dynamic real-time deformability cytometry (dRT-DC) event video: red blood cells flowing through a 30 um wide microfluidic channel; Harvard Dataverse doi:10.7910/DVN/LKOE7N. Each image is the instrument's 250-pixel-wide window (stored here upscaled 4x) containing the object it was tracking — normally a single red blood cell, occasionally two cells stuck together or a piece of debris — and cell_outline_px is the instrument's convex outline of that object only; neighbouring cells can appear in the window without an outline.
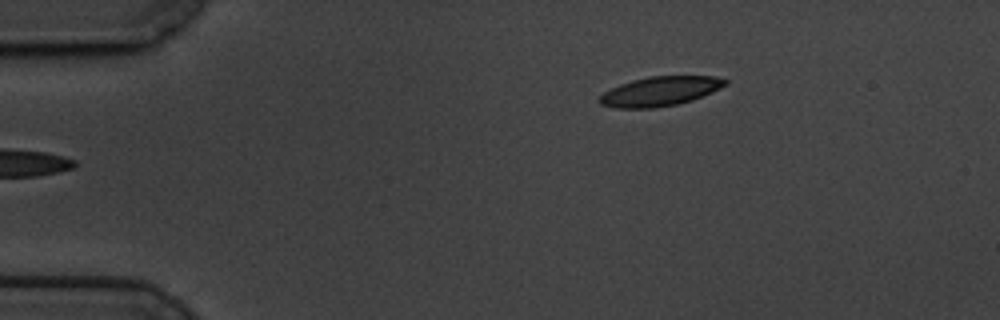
{"species": "common noctule bat (a hibernating species)", "species_latin": "Nyctalus noctula", "temperature_condition": "cold", "stored_images_in_passage": 50, "camera_frame_rate_fps": 3000, "um_per_image_px": 0.085, "animal": {"sex": "male", "body_mass_g": 19.5, "forearm_length_mm": 54.6}, "frame": {"image": 1, "passage_image": 1, "time_ms": 0.0, "image_size_px": [1000, 320], "cell_outline_px": [[728, 84], [712, 92], [692, 100], [676, 104], [652, 108], [616, 108], [600, 104], [596, 100], [604, 92], [620, 84], [632, 80], [648, 76], [716, 76], [728, 80]], "centroid_in_image_um": [56.1, 7.75], "position_along_channel_um": 28.9, "area_um2": 21.56}}
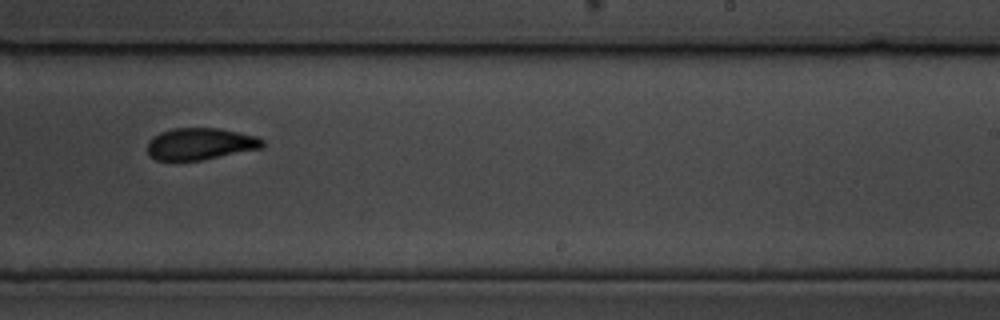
{"frame": {"image": 2, "passage_image": 28, "time_ms": 9.0, "image_size_px": [1000, 320], "cell_outline_px": [[264, 148], [200, 160], [156, 160], [148, 156], [148, 140], [152, 136], [160, 132], [172, 128], [220, 128], [256, 136], [264, 140]], "centroid_in_image_um": [17.01, 12.22], "position_along_channel_um": 272.0, "area_um2": 21.5}}
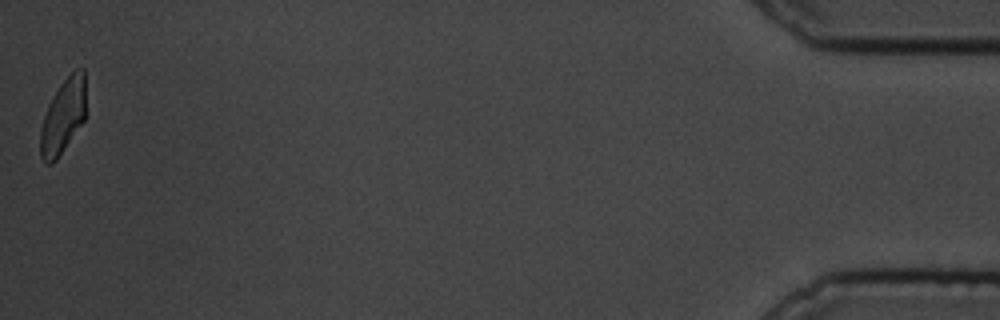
{"frame": {"image": 3, "passage_image": 50, "time_ms": 16.333, "image_size_px": [1000, 320], "cell_outline_px": [[84, 120], [56, 160], [52, 164], [44, 164], [40, 156], [40, 128], [48, 104], [60, 84], [76, 68], [84, 68]], "centroid_in_image_um": [5.32, 9.92], "position_along_channel_um": 429.9, "area_um2": 19.54}, "authors_computed_cell_mechanics": {"area_um2": 21.9351, "velocity_mm_per_s": 3.3861, "shape_relaxation_time_tau1_ms": 4.1654, "shape_relaxation_time_tau2_ms": 4.5599, "deformation_change_tau1": 0.1248, "deformation_change_tau2": 0.0957}}